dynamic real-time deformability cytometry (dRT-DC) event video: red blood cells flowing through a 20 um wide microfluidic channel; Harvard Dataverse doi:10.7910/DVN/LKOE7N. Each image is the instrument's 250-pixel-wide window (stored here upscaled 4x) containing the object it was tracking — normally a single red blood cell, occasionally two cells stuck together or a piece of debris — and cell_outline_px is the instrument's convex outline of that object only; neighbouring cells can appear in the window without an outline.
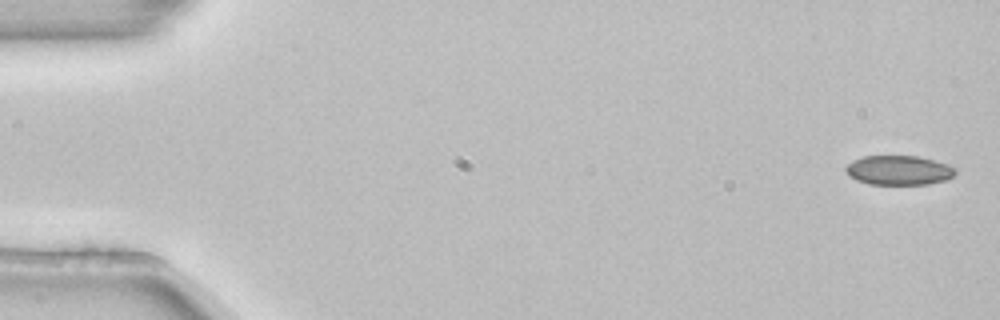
{"species": "common noctule bat (a hibernating species)", "species_latin": "Nyctalus noctula", "temperature_condition": "room temperature", "stored_images_in_passage": 4, "camera_frame_rate_fps": 3000, "um_per_image_px": 0.085, "animal": {"sex": "female", "body_mass_g": 22.7, "forearm_length_mm": 54.2}, "frame": {"image": 1, "passage_image": 1, "time_ms": 0.0, "image_size_px": [1000, 320], "cell_outline_px": [[956, 172], [952, 176], [944, 180], [928, 184], [868, 184], [856, 180], [844, 168], [852, 160], [864, 156], [920, 156], [948, 164], [956, 168]], "centroid_in_image_um": [76.41, 14.46], "position_along_channel_um": 8.6, "area_um2": 18.73}}
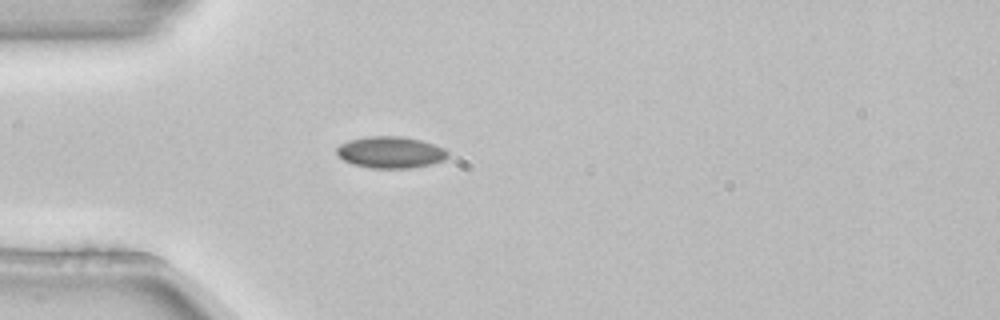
{"frame": {"image": 2, "passage_image": 4, "time_ms": 1.0, "image_size_px": [1000, 320], "cell_outline_px": [[448, 156], [444, 160], [432, 164], [408, 168], [368, 168], [352, 164], [344, 160], [336, 152], [336, 148], [340, 144], [348, 140], [364, 136], [400, 136], [420, 140], [444, 148], [448, 152]], "centroid_in_image_um": [33.17, 12.94], "position_along_channel_um": 51.8, "area_um2": 20.52}}